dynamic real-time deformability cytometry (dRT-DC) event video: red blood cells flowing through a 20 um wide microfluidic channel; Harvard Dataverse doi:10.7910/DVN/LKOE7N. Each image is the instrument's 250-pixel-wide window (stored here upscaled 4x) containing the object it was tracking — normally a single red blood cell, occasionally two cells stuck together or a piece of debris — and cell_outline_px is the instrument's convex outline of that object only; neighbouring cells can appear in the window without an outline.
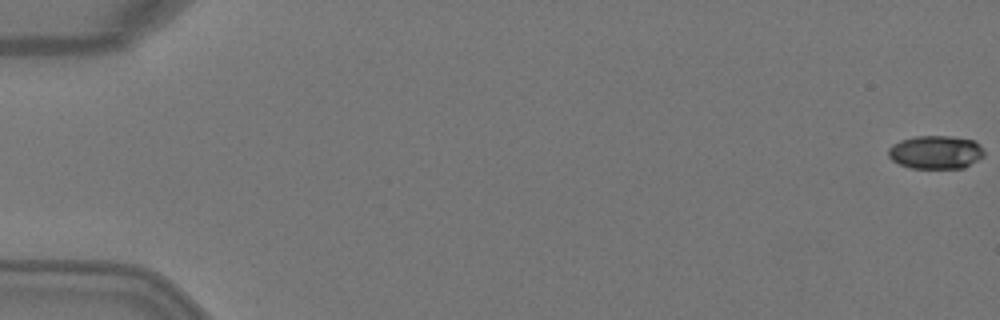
{"species": "Egyptian fruit bat (a non-hibernating species)", "species_latin": "Rousettus aegyptiacus", "temperature_condition": "warm", "stored_images_in_passage": 5, "camera_frame_rate_fps": 3000, "um_per_image_px": 0.085, "animal": {"sex": "female"}, "frame": {"image": 1, "passage_image": 1, "time_ms": 0.0, "image_size_px": [1000, 320], "cell_outline_px": [[984, 156], [964, 168], [912, 168], [900, 164], [892, 160], [888, 156], [888, 148], [892, 144], [900, 140], [916, 136], [952, 136], [976, 140], [980, 144], [984, 152]], "centroid_in_image_um": [79.55, 12.93], "position_along_channel_um": 5.5, "area_um2": 18.79}}
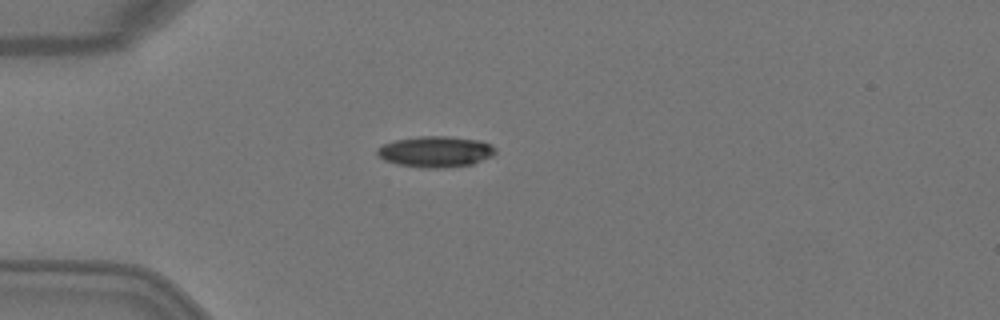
{"frame": {"image": 2, "passage_image": 5, "time_ms": 1.333, "image_size_px": [1000, 320], "cell_outline_px": [[496, 152], [492, 156], [472, 164], [444, 168], [420, 168], [396, 164], [384, 160], [376, 152], [376, 148], [384, 144], [396, 140], [416, 136], [448, 136], [480, 140], [492, 144], [496, 148]], "centroid_in_image_um": [37.03, 12.89], "position_along_channel_um": 48.0, "area_um2": 21.56}}